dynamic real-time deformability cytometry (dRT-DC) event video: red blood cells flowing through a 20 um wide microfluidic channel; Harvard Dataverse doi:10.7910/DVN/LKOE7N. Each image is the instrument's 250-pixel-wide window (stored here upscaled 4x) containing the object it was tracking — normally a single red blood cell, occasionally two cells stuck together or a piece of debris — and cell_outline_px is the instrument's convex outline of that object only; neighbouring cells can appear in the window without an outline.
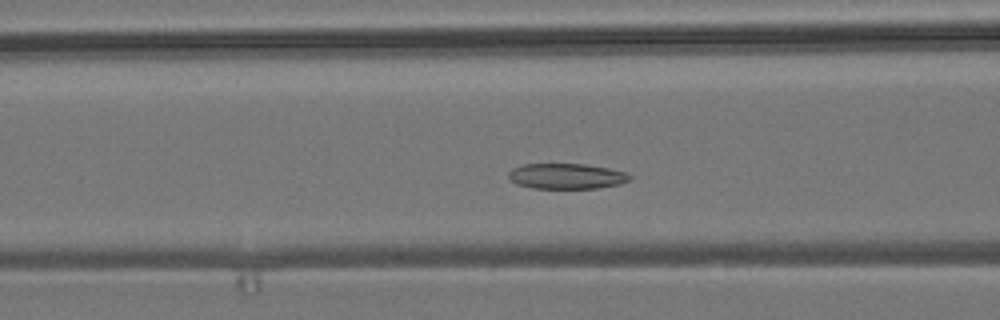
{"species": "common noctule bat (a hibernating species)", "species_latin": "Nyctalus noctula", "temperature_condition": "room temperature", "stored_images_in_passage": 42, "camera_frame_rate_fps": 3000, "um_per_image_px": 0.085, "animal": {"sex": "male", "body_mass_g": 19.2, "forearm_length_mm": 51.8}, "frame": {"image": 1, "passage_image": 9, "time_ms": 2.667, "image_size_px": [1000, 320], "cell_outline_px": [[632, 180], [620, 184], [596, 188], [532, 188], [516, 184], [508, 176], [508, 172], [512, 168], [524, 164], [584, 164], [608, 168], [624, 172], [632, 176]], "centroid_in_image_um": [48.15, 14.97], "position_along_channel_um": 118.4, "area_um2": 17.98}}
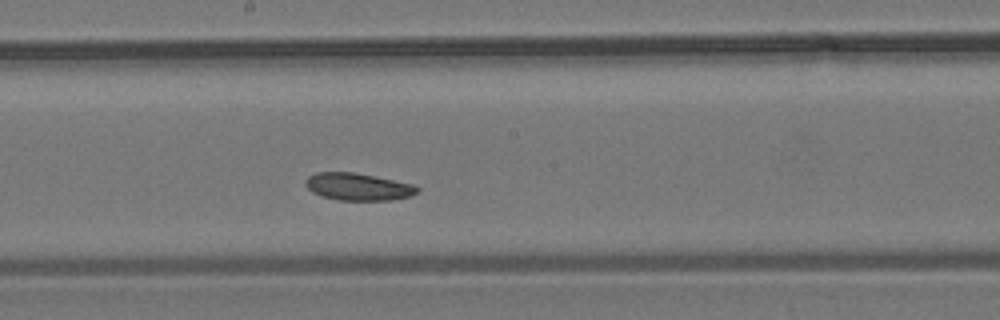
{"frame": {"image": 2, "passage_image": 17, "time_ms": 5.333, "image_size_px": [1000, 320], "cell_outline_px": [[420, 188], [416, 192], [408, 196], [392, 200], [340, 200], [320, 196], [312, 192], [304, 184], [304, 180], [308, 176], [316, 172], [356, 172], [376, 176], [412, 184]], "centroid_in_image_um": [30.38, 15.86], "position_along_channel_um": 217.8, "area_um2": 17.8}}
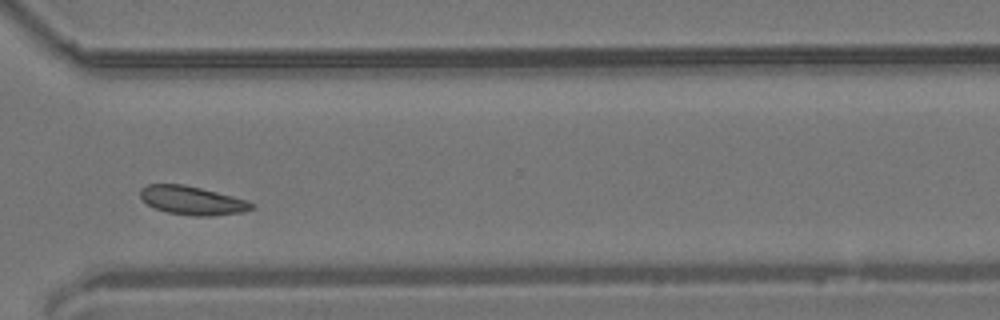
{"frame": {"image": 3, "passage_image": 28, "time_ms": 9.0, "image_size_px": [1000, 320], "cell_outline_px": [[256, 208], [244, 212], [208, 216], [196, 216], [168, 212], [156, 208], [148, 204], [140, 196], [140, 188], [148, 184], [184, 184], [248, 200], [256, 204]], "centroid_in_image_um": [16.39, 17.04], "position_along_channel_um": 354.2, "area_um2": 18.5}, "authors_computed_cell_mechanics": {"area_um2": 18.5827, "velocity_mm_per_s": 3.728, "shape_relaxation_time_tau1_ms": 6.4387, "shape_relaxation_time_tau2_ms": 6.9704, "deformation_change_tau1": 0.0998, "deformation_change_tau2": 0.1084}}